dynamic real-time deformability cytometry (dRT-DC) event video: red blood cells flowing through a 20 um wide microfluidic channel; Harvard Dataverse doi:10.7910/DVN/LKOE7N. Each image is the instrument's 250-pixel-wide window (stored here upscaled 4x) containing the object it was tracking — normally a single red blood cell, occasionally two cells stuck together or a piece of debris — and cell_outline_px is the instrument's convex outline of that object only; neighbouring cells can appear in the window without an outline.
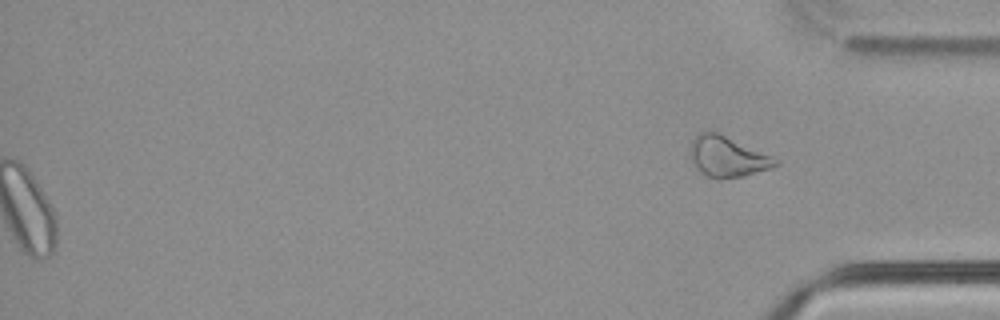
{"species": "common noctule bat (a hibernating species)", "species_latin": "Nyctalus noctula", "temperature_condition": "cold", "stored_images_in_passage": 57, "segment_of_instrument_passage": [2, 2], "camera_frame_rate_fps": 3000, "um_per_image_px": 0.085, "animal": {"sex": "male", "body_mass_g": 21.5, "forearm_length_mm": 52.0}, "frame": {"image": 1, "passage_image": 57, "time_ms": 18.667, "image_size_px": [1000, 320], "cell_outline_px": [[780, 164], [772, 168], [744, 176], [716, 180], [708, 176], [692, 160], [688, 152], [692, 140], [700, 132], [720, 132], [780, 160]], "centroid_in_image_um": [61.86, 13.31], "position_along_channel_um": 373.3, "area_um2": 20.17}}